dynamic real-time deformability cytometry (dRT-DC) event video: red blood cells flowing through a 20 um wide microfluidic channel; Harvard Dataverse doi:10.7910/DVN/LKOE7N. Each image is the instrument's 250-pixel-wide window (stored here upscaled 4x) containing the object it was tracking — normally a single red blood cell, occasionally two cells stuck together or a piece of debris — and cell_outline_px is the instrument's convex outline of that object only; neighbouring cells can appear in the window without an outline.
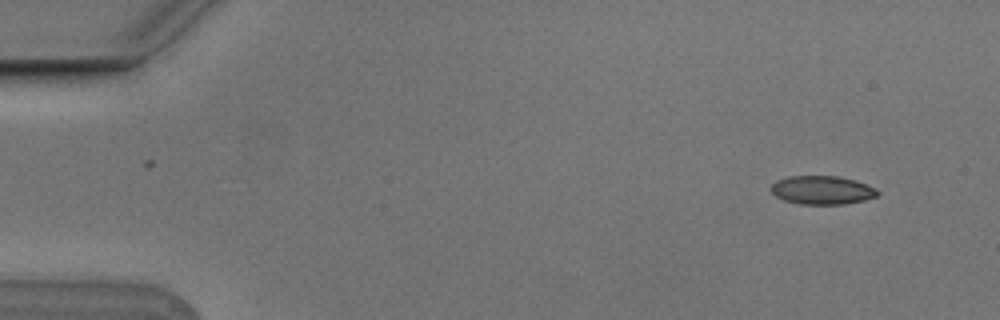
{"species": "Egyptian fruit bat (a non-hibernating species)", "species_latin": "Rousettus aegyptiacus", "temperature_condition": "cold", "stored_images_in_passage": 5, "camera_frame_rate_fps": 3000, "um_per_image_px": 0.085, "animal": {"sex": "male"}, "frame": {"image": 1, "passage_image": 1, "time_ms": 0.0, "image_size_px": [1000, 320], "cell_outline_px": [[880, 192], [876, 196], [864, 200], [844, 204], [800, 204], [784, 200], [776, 196], [768, 188], [776, 180], [788, 176], [840, 176], [856, 180], [876, 188]], "centroid_in_image_um": [69.87, 16.15], "position_along_channel_um": 15.1, "area_um2": 17.86}}
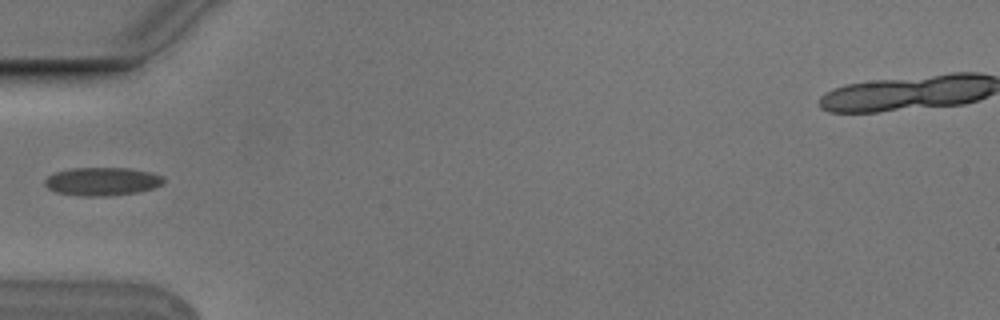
{"frame": {"image": 2, "passage_image": 5, "time_ms": 1.333, "image_size_px": [1000, 320], "cell_outline_px": [[164, 184], [140, 192], [108, 196], [80, 196], [56, 192], [48, 188], [44, 184], [44, 180], [48, 176], [56, 172], [72, 168], [128, 168], [148, 172], [164, 176]], "centroid_in_image_um": [8.69, 15.43], "position_along_channel_um": 76.3, "area_um2": 19.59}}